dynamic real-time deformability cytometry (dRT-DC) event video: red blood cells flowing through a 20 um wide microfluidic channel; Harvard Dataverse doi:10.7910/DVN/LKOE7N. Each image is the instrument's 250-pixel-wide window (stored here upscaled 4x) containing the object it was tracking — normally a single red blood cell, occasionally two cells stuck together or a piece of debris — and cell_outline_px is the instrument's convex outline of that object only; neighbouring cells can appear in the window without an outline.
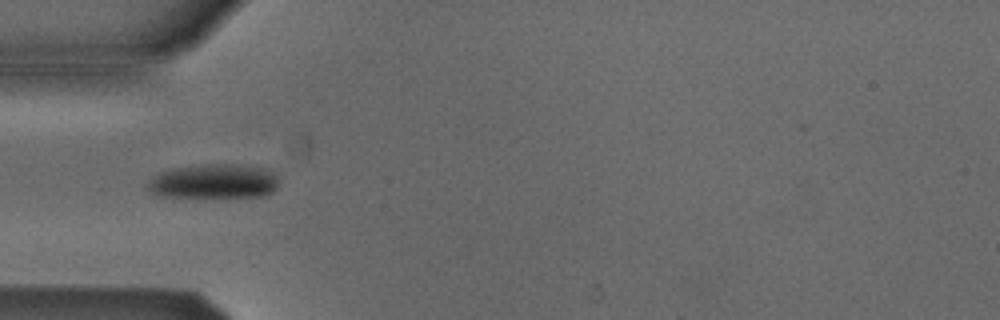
{"species": "Egyptian fruit bat (a non-hibernating species)", "species_latin": "Rousettus aegyptiacus", "temperature_condition": "cold", "stored_images_in_passage": 16, "camera_frame_rate_fps": 3000, "um_per_image_px": 0.085, "animal": {"sex": "male"}, "frame": {"image": 1, "passage_image": 1, "time_ms": 0.0, "image_size_px": [1000, 320], "cell_outline_px": [[280, 180], [276, 188], [272, 192], [260, 196], [160, 196], [152, 192], [148, 188], [148, 180], [152, 176], [160, 172], [172, 168], [208, 164], [236, 164], [260, 168], [272, 172]], "centroid_in_image_um": [18.17, 15.4], "position_along_channel_um": 66.8, "area_um2": 25.95}}
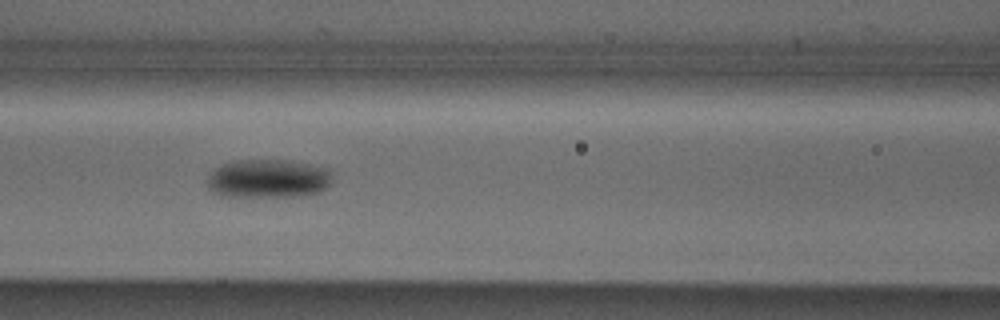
{"frame": {"image": 2, "passage_image": 7, "time_ms": 2.0, "image_size_px": [1000, 320], "cell_outline_px": [[332, 180], [320, 192], [292, 196], [220, 196], [212, 192], [208, 188], [208, 176], [220, 164], [236, 160], [284, 160], [308, 164], [328, 168]], "centroid_in_image_um": [22.75, 15.18], "position_along_channel_um": 143.9, "area_um2": 27.98}}
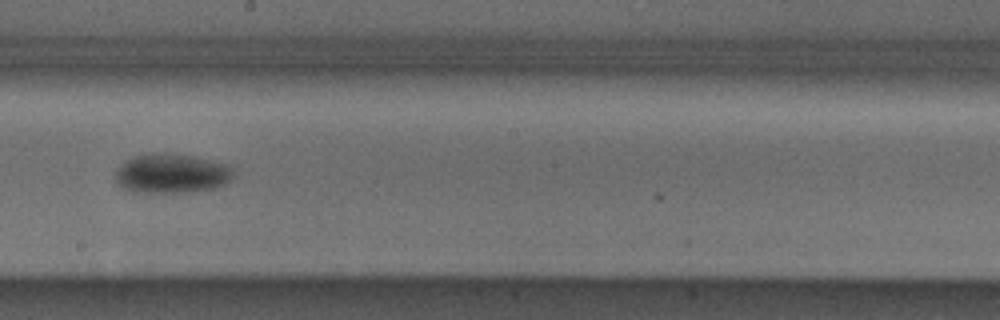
{"frame": {"image": 3, "passage_image": 14, "time_ms": 4.333, "image_size_px": [1000, 320], "cell_outline_px": [[236, 176], [232, 180], [216, 188], [188, 192], [132, 192], [120, 188], [116, 180], [116, 172], [120, 164], [132, 156], [152, 152], [168, 152], [192, 156], [232, 164], [236, 172]], "centroid_in_image_um": [14.64, 14.73], "position_along_channel_um": 233.6, "area_um2": 27.98}}